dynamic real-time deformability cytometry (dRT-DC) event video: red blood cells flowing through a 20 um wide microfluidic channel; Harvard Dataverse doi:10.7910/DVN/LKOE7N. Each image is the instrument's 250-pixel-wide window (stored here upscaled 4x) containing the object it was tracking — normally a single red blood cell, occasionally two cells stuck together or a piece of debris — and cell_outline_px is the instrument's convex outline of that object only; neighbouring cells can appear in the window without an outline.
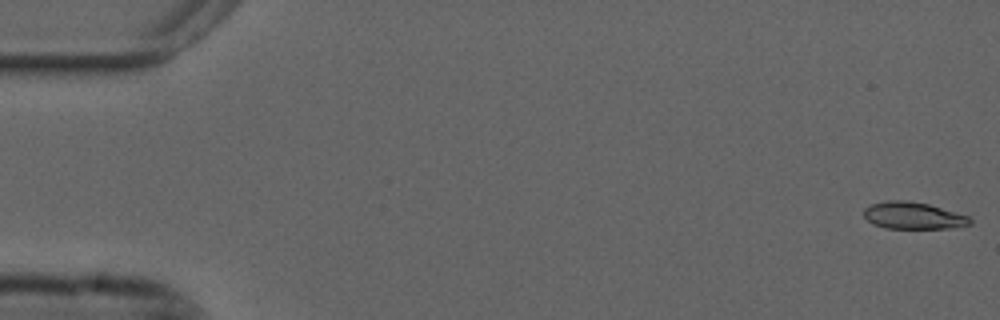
{"species": "common noctule bat (a hibernating species)", "species_latin": "Nyctalus noctula", "temperature_condition": "cold", "stored_images_in_passage": 4, "camera_frame_rate_fps": 3000, "um_per_image_px": 0.085, "animal": {"sex": "male", "forearm_length_mm": 52.5}, "frame": {"image": 1, "passage_image": 1, "time_ms": 0.0, "image_size_px": [1000, 320], "cell_outline_px": [[972, 224], [948, 228], [884, 228], [872, 224], [864, 216], [864, 208], [872, 204], [884, 200], [908, 200], [928, 204], [968, 216], [972, 220]], "centroid_in_image_um": [77.59, 18.32], "position_along_channel_um": 7.4, "area_um2": 16.65}}